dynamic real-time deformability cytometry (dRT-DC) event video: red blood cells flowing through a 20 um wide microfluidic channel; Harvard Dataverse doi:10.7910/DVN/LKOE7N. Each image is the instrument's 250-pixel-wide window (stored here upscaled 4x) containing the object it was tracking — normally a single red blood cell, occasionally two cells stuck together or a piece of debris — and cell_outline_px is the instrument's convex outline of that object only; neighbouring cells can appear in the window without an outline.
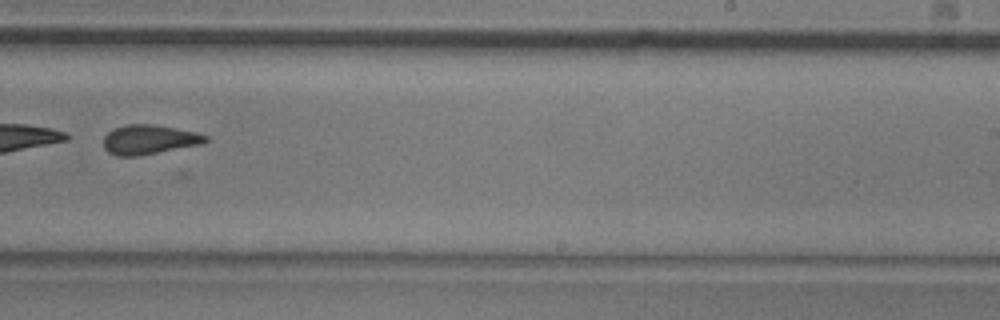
{"species": "common noctule bat (a hibernating species)", "species_latin": "Nyctalus noctula", "temperature_condition": "room temperature", "stored_images_in_passage": 9, "camera_frame_rate_fps": 3000, "um_per_image_px": 0.085, "animal": {"sex": "male", "body_mass_g": 20.5, "forearm_length_mm": 52.5}, "frame": {"image": 1, "passage_image": 9, "time_ms": 10.0, "image_size_px": [1000, 320], "cell_outline_px": [[208, 140], [204, 144], [140, 156], [116, 156], [108, 152], [104, 148], [104, 136], [112, 128], [128, 124], [152, 124], [196, 132], [208, 136]], "centroid_in_image_um": [12.68, 11.87], "position_along_channel_um": 276.3, "area_um2": 17.74}}